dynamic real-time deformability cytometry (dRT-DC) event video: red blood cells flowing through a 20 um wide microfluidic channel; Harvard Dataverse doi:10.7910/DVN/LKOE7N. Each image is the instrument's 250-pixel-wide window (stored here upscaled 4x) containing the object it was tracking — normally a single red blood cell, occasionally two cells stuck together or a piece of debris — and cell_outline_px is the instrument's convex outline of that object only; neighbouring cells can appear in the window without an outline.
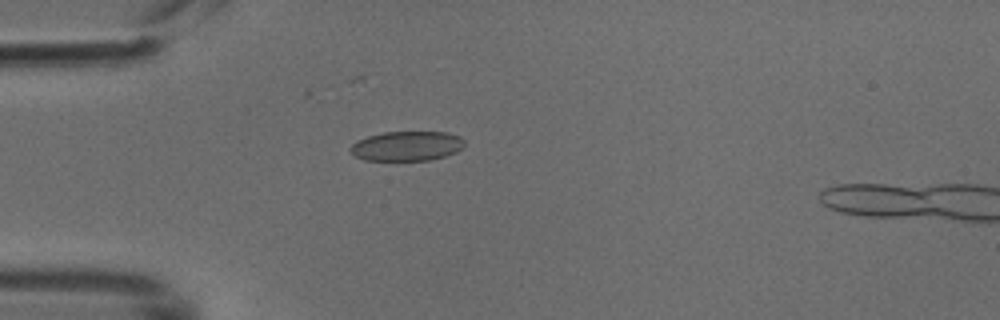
{"species": "common noctule bat (a hibernating species)", "species_latin": "Nyctalus noctula", "temperature_condition": "cold", "stored_images_in_passage": 3, "camera_frame_rate_fps": 3000, "um_per_image_px": 0.085, "animal": {"sex": "male", "body_mass_g": 18.8}, "frame": {"image": 1, "passage_image": 3, "time_ms": 0.667, "image_size_px": [1000, 320], "cell_outline_px": [[464, 148], [456, 152], [432, 160], [364, 160], [356, 156], [348, 148], [352, 144], [368, 136], [384, 132], [448, 132], [460, 136], [464, 140]], "centroid_in_image_um": [34.62, 12.41], "position_along_channel_um": 50.4, "area_um2": 19.71}}